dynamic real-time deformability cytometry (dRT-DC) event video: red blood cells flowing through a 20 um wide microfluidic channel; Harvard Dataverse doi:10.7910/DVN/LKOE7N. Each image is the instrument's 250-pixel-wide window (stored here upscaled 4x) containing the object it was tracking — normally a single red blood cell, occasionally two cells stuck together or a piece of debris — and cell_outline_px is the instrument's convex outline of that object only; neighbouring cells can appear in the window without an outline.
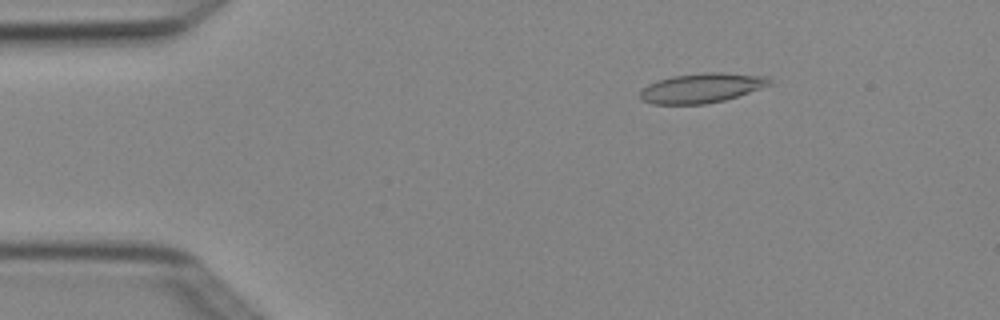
{"species": "Egyptian fruit bat (a non-hibernating species)", "species_latin": "Rousettus aegyptiacus", "temperature_condition": "cold", "stored_images_in_passage": 2, "camera_frame_rate_fps": 3000, "um_per_image_px": 0.085, "animal": {"sex": "female"}, "frame": {"image": 1, "passage_image": 2, "time_ms": 0.333, "image_size_px": [1000, 320], "cell_outline_px": [[772, 84], [724, 100], [704, 104], [652, 104], [644, 100], [640, 96], [640, 92], [648, 84], [672, 76], [704, 72], [724, 72], [768, 76], [772, 80]], "centroid_in_image_um": [59.67, 7.46], "position_along_channel_um": 25.3, "area_um2": 22.2}}